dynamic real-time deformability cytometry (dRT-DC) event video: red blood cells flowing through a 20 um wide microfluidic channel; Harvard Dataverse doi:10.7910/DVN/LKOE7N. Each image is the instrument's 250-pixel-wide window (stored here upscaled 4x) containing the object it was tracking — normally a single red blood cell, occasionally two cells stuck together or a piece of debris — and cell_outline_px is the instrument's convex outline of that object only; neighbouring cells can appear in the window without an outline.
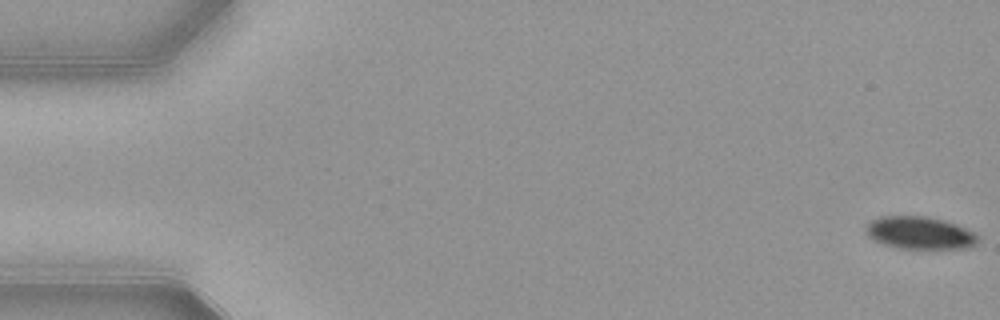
{"species": "common noctule bat (a hibernating species)", "species_latin": "Nyctalus noctula", "temperature_condition": "warm", "stored_images_in_passage": 54, "camera_frame_rate_fps": 3000, "um_per_image_px": 0.085, "animal": {"sex": "female", "body_mass_g": 21.9}, "frame": {"image": 1, "passage_image": 1, "time_ms": 0.0, "image_size_px": [1000, 320], "cell_outline_px": [[980, 240], [976, 244], [968, 248], [896, 248], [872, 240], [868, 236], [864, 228], [872, 220], [880, 216], [924, 216], [944, 220], [956, 224], [980, 236]], "centroid_in_image_um": [78.17, 19.8], "position_along_channel_um": 6.8, "area_um2": 21.27}}
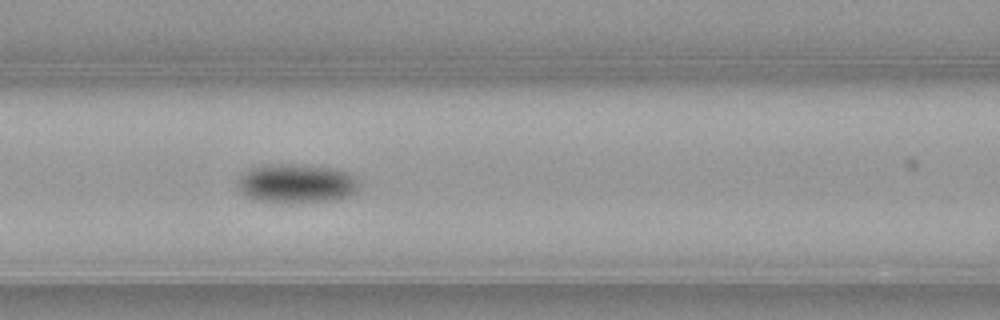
{"frame": {"image": 2, "passage_image": 23, "time_ms": 7.333, "image_size_px": [1000, 320], "cell_outline_px": [[360, 184], [356, 192], [348, 196], [336, 200], [256, 200], [244, 196], [240, 192], [236, 184], [236, 180], [248, 168], [256, 164], [300, 164], [336, 168], [348, 172], [356, 176], [360, 180]], "centroid_in_image_um": [25.19, 15.53], "position_along_channel_um": 141.4, "area_um2": 27.69}}
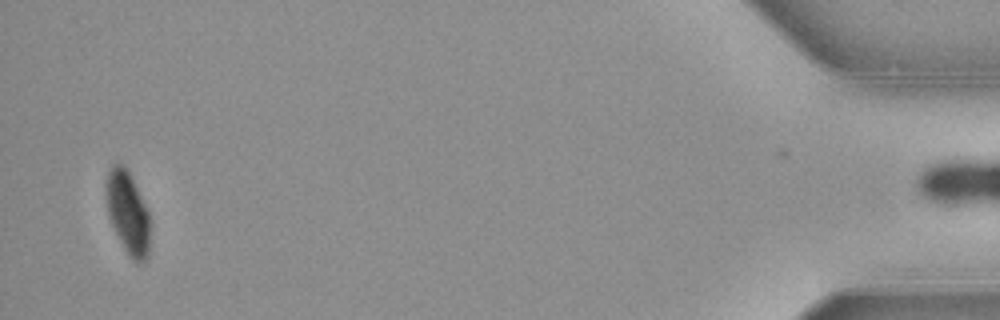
{"frame": {"image": 3, "passage_image": 52, "time_ms": 17.0, "image_size_px": [1000, 320], "cell_outline_px": [[148, 256], [140, 264], [132, 260], [128, 256], [108, 216], [104, 192], [104, 188], [108, 172], [112, 164], [120, 164], [128, 168], [148, 212]], "centroid_in_image_um": [10.82, 18.04], "position_along_channel_um": 424.4, "area_um2": 21.04}, "authors_computed_cell_mechanics": {"area_um2": 24.6806, "velocity_mm_per_s": 3.8732, "shape_relaxation_time_tau1_ms": 3.0938, "shape_relaxation_time_tau2_ms": null, "deformation_change_tau1": 0.0923, "deformation_change_tau2": null}}